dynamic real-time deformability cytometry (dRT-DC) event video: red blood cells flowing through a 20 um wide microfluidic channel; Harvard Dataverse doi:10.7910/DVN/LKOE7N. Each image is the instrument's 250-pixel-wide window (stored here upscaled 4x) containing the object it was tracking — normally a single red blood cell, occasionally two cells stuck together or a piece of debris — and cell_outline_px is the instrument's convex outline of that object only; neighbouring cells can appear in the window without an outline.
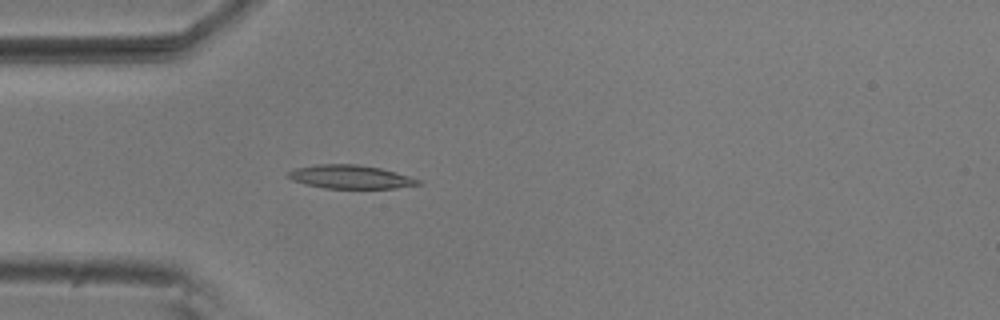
{"species": "common noctule bat (a hibernating species)", "species_latin": "Nyctalus noctula", "temperature_condition": "room temperature", "stored_images_in_passage": 2, "camera_frame_rate_fps": 3000, "um_per_image_px": 0.085, "animal": {"sex": "male", "body_mass_g": 20.5, "forearm_length_mm": 52.5}, "frame": {"image": 1, "passage_image": 2, "time_ms": 0.333, "image_size_px": [1000, 320], "cell_outline_px": [[424, 184], [396, 188], [324, 188], [304, 184], [292, 180], [288, 176], [288, 172], [296, 168], [316, 164], [356, 164], [380, 168], [396, 172], [420, 180]], "centroid_in_image_um": [29.8, 15.03], "position_along_channel_um": 55.2, "area_um2": 17.8}}